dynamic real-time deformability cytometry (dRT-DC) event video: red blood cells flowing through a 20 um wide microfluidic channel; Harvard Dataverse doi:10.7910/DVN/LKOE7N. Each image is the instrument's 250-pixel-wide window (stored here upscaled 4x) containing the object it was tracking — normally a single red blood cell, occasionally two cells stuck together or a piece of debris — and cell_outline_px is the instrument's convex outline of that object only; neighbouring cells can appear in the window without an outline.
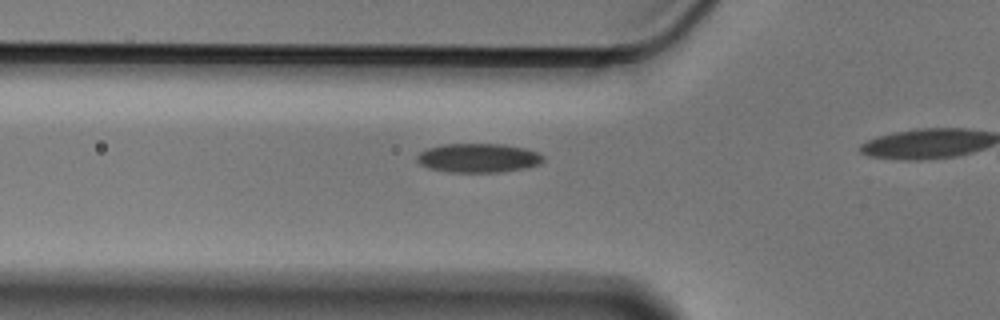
{"species": "Egyptian fruit bat (a non-hibernating species)", "species_latin": "Rousettus aegyptiacus", "temperature_condition": "cold", "stored_images_in_passage": 17, "camera_frame_rate_fps": 3000, "um_per_image_px": 0.085, "animal": {"sex": "male"}, "frame": {"image": 1, "passage_image": 12, "time_ms": 3.667, "image_size_px": [1000, 320], "cell_outline_px": [[544, 160], [540, 164], [524, 168], [500, 172], [448, 172], [428, 168], [420, 164], [416, 160], [416, 156], [420, 152], [428, 148], [444, 144], [504, 144], [524, 148], [536, 152], [544, 156]], "centroid_in_image_um": [40.64, 13.43], "position_along_channel_um": 85.2, "area_um2": 21.39}}
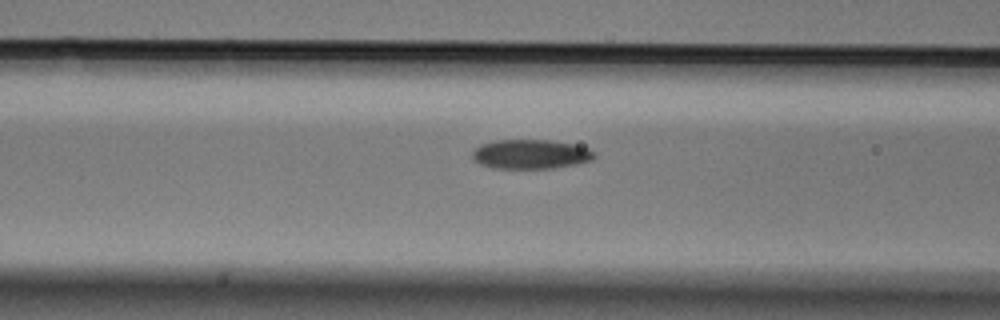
{"frame": {"image": 2, "passage_image": 15, "time_ms": 4.667, "image_size_px": [1000, 320], "cell_outline_px": [[596, 156], [592, 160], [576, 164], [552, 168], [492, 168], [480, 164], [472, 156], [472, 152], [480, 144], [496, 140], [548, 140], [572, 144], [588, 148]], "centroid_in_image_um": [45.09, 13.1], "position_along_channel_um": 121.5, "area_um2": 20.69}}